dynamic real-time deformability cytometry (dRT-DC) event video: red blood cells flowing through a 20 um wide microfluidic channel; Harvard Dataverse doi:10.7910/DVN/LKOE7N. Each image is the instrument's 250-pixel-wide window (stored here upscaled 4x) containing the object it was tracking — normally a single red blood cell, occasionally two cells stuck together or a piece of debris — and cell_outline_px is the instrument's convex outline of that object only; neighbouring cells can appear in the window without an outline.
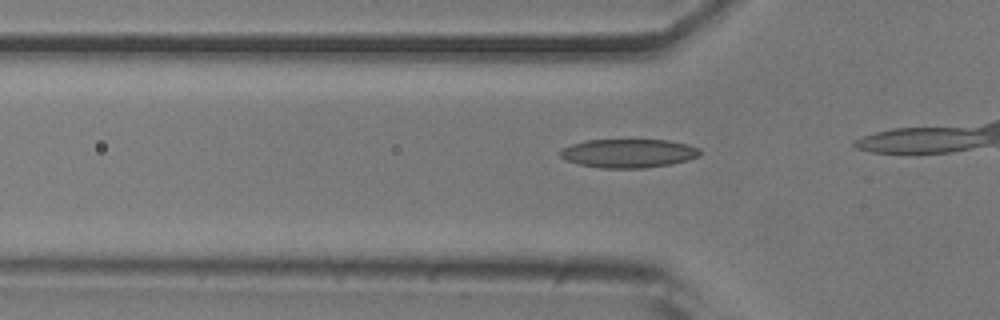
{"species": "common noctule bat (a hibernating species)", "species_latin": "Nyctalus noctula", "temperature_condition": "room temperature", "stored_images_in_passage": 6, "camera_frame_rate_fps": 3000, "um_per_image_px": 0.085, "animal": {"sex": "male", "body_mass_g": 20.5, "forearm_length_mm": 52.5}, "frame": {"image": 1, "passage_image": 3, "time_ms": 0.667, "image_size_px": [1000, 320], "cell_outline_px": [[700, 152], [696, 156], [688, 160], [668, 164], [644, 168], [600, 168], [580, 164], [568, 160], [560, 156], [560, 148], [572, 144], [588, 140], [668, 140], [688, 144], [700, 148]], "centroid_in_image_um": [53.41, 13.02], "position_along_channel_um": 72.4, "area_um2": 23.18}}